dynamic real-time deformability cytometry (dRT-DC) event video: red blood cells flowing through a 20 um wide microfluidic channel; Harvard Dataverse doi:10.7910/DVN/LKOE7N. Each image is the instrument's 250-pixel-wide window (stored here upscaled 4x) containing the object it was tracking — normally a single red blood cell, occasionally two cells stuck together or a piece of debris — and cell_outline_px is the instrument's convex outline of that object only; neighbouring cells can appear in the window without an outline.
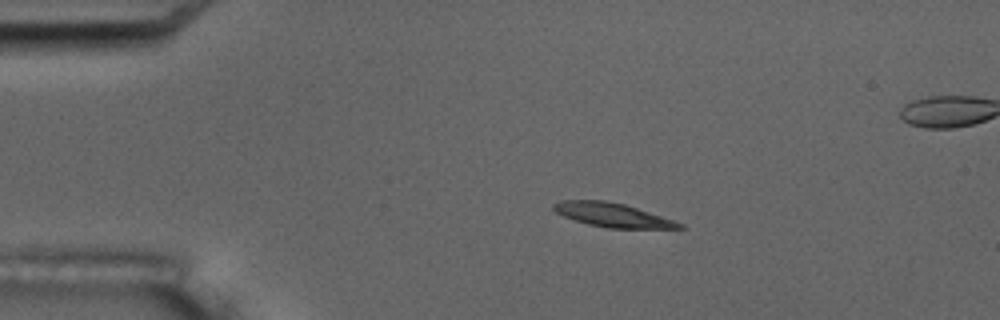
{"species": "common noctule bat (a hibernating species)", "species_latin": "Nyctalus noctula", "temperature_condition": "room temperature", "stored_images_in_passage": 9, "camera_frame_rate_fps": 3000, "um_per_image_px": 0.085, "animal": {"sex": "male", "body_mass_g": 17.5, "forearm_length_mm": 52.3}, "frame": {"image": 1, "passage_image": 3, "time_ms": 2.333, "image_size_px": [1000, 320], "cell_outline_px": [[684, 228], [608, 228], [588, 224], [564, 216], [556, 212], [552, 208], [552, 204], [560, 200], [604, 200], [624, 204], [684, 224]], "centroid_in_image_um": [52.01, 18.26], "position_along_channel_um": 33.0, "area_um2": 17.22}}
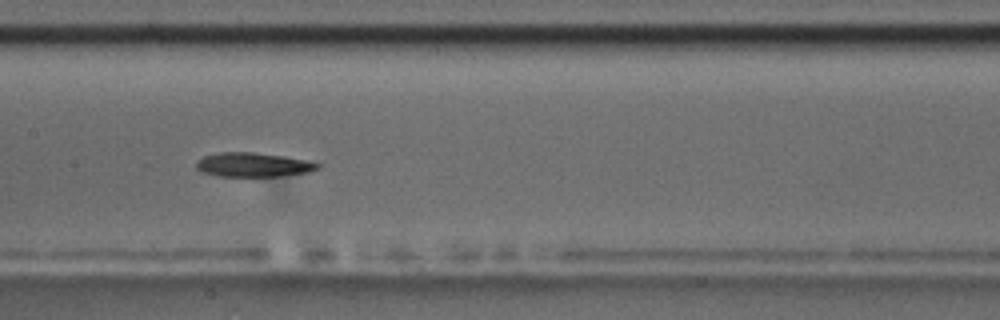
{"frame": {"image": 2, "passage_image": 8, "time_ms": 8.0, "image_size_px": [1000, 320], "cell_outline_px": [[320, 168], [308, 172], [276, 176], [216, 176], [200, 172], [196, 168], [196, 160], [204, 156], [220, 152], [252, 152], [284, 156], [304, 160], [320, 164]], "centroid_in_image_um": [21.45, 14.0], "position_along_channel_um": 185.9, "area_um2": 17.05}}